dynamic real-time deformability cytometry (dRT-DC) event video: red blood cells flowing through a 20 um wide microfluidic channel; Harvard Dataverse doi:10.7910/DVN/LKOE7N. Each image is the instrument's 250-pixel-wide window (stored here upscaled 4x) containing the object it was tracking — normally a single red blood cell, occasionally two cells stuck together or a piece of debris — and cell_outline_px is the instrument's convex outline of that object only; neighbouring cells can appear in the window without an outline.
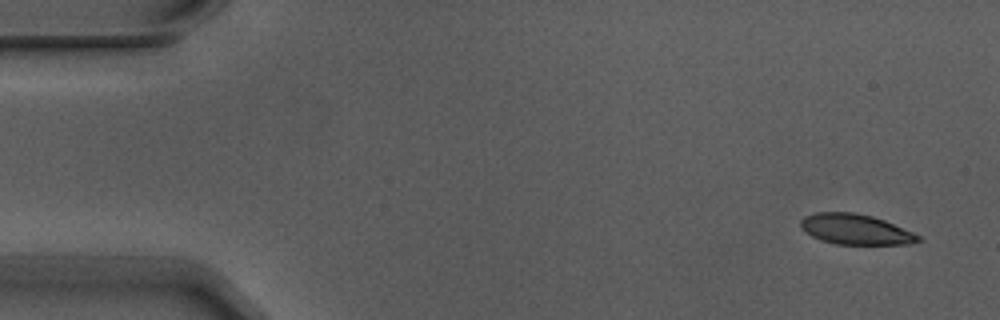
{"species": "Egyptian fruit bat (a non-hibernating species)", "species_latin": "Rousettus aegyptiacus", "temperature_condition": "warm", "stored_images_in_passage": 7, "camera_frame_rate_fps": 3000, "um_per_image_px": 0.085, "animal": {"sex": "male"}, "frame": {"image": 1, "passage_image": 1, "time_ms": 0.0, "image_size_px": [1000, 320], "cell_outline_px": [[924, 240], [908, 244], [836, 244], [820, 240], [804, 232], [800, 228], [800, 220], [804, 216], [816, 212], [852, 212], [872, 216], [884, 220], [912, 232], [920, 236]], "centroid_in_image_um": [72.68, 19.49], "position_along_channel_um": 12.3, "area_um2": 20.87}}
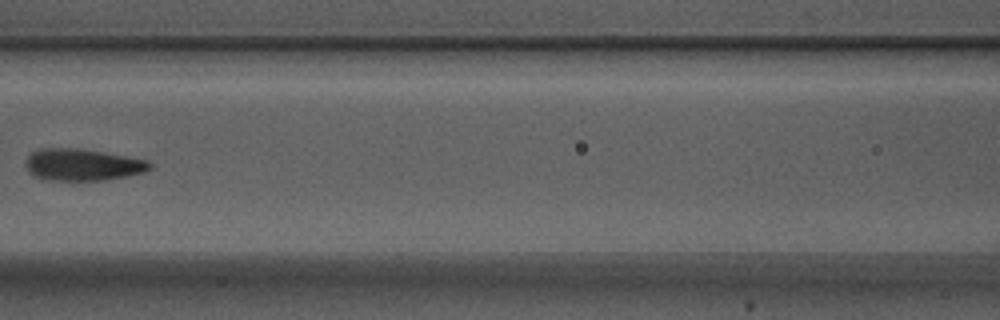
{"frame": {"image": 2, "passage_image": 7, "time_ms": 2.0, "image_size_px": [1000, 320], "cell_outline_px": [[152, 168], [144, 172], [104, 180], [48, 180], [32, 176], [28, 172], [28, 156], [32, 152], [40, 148], [76, 148], [148, 160], [152, 164]], "centroid_in_image_um": [7.01, 14.01], "position_along_channel_um": 159.6, "area_um2": 22.72}}